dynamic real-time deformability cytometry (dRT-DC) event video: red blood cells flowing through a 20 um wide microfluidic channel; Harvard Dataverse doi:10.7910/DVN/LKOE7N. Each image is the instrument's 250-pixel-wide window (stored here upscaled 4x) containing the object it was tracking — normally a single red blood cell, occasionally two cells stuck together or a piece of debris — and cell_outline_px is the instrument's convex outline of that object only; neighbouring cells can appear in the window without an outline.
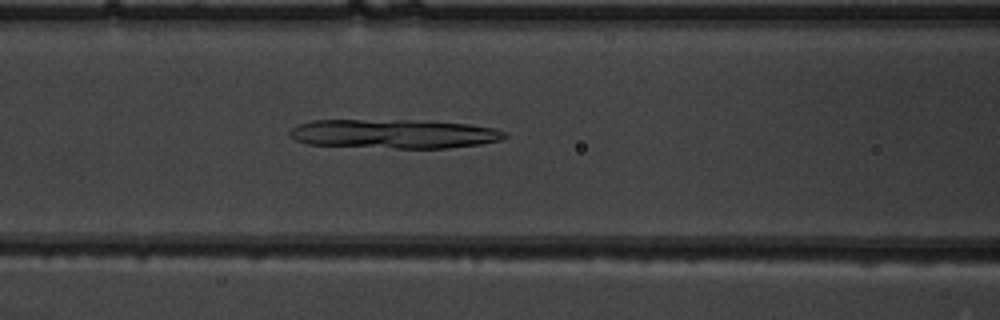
{"species": "common noctule bat (a hibernating species)", "species_latin": "Nyctalus noctula", "temperature_condition": "warm", "stored_images_in_passage": 50, "camera_frame_rate_fps": 3000, "um_per_image_px": 0.085, "animal": {"sex": "male", "body_mass_g": 19.5, "forearm_length_mm": 54.6}, "frame": {"image": 1, "passage_image": 21, "time_ms": 6.667, "image_size_px": [1000, 320], "cell_outline_px": [[508, 136], [500, 140], [480, 144], [448, 148], [396, 148], [308, 144], [296, 140], [288, 136], [288, 132], [292, 128], [300, 124], [312, 120], [408, 120], [468, 124], [496, 128], [508, 132]], "centroid_in_image_um": [33.5, 11.37], "position_along_channel_um": 133.1, "area_um2": 36.47}}
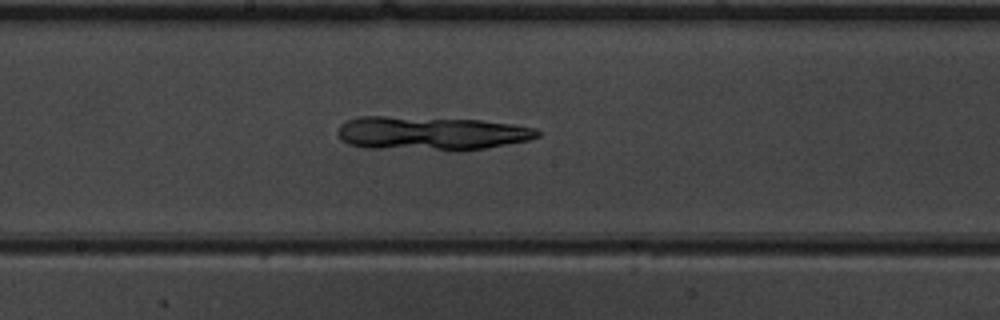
{"frame": {"image": 2, "passage_image": 27, "time_ms": 8.667, "image_size_px": [1000, 320], "cell_outline_px": [[540, 136], [528, 140], [484, 148], [364, 148], [348, 144], [340, 140], [336, 132], [340, 124], [356, 116], [388, 116], [480, 120], [512, 124], [536, 128], [540, 132]], "centroid_in_image_um": [36.56, 11.29], "position_along_channel_um": 211.6, "area_um2": 38.44}}
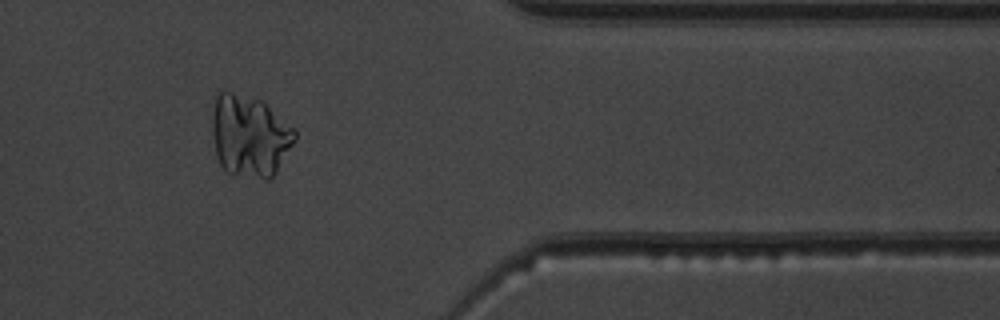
{"frame": {"image": 3, "passage_image": 42, "time_ms": 13.667, "image_size_px": [1000, 320], "cell_outline_px": [[296, 140], [276, 172], [268, 180], [264, 180], [232, 176], [220, 164], [216, 152], [212, 128], [212, 112], [216, 96], [220, 88], [224, 88], [260, 100], [296, 128]], "centroid_in_image_um": [21.22, 11.55], "position_along_channel_um": 390.2, "area_um2": 40.11}}